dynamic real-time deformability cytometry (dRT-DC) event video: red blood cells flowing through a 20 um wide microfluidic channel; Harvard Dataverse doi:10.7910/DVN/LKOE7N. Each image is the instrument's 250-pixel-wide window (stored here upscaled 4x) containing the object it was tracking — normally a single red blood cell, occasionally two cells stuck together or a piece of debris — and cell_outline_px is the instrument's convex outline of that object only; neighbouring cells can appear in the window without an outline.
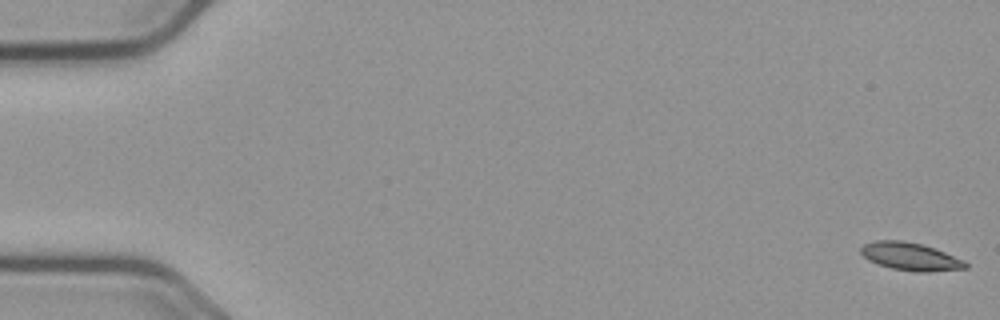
{"species": "common noctule bat (a hibernating species)", "species_latin": "Nyctalus noctula", "temperature_condition": "cold", "stored_images_in_passage": 57, "camera_frame_rate_fps": 3000, "um_per_image_px": 0.085, "animal": {"sex": "male", "body_mass_g": 23.1, "forearm_length_mm": 52.7}, "frame": {"image": 1, "passage_image": 1, "time_ms": 0.0, "image_size_px": [1000, 320], "cell_outline_px": [[968, 268], [924, 272], [920, 272], [892, 268], [868, 260], [860, 252], [860, 248], [864, 244], [876, 240], [900, 240], [920, 244], [936, 248], [964, 260], [968, 264]], "centroid_in_image_um": [77.4, 21.79], "position_along_channel_um": 7.6, "area_um2": 16.82}}
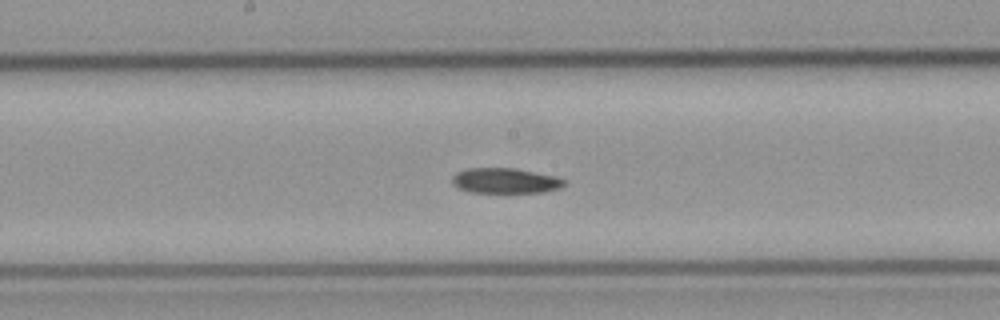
{"frame": {"image": 2, "passage_image": 30, "time_ms": 9.667, "image_size_px": [1000, 320], "cell_outline_px": [[564, 184], [560, 188], [544, 192], [508, 196], [468, 192], [452, 184], [452, 176], [456, 172], [468, 168], [516, 168], [556, 176], [564, 180]], "centroid_in_image_um": [42.93, 15.42], "position_along_channel_um": 205.3, "area_um2": 17.57}}
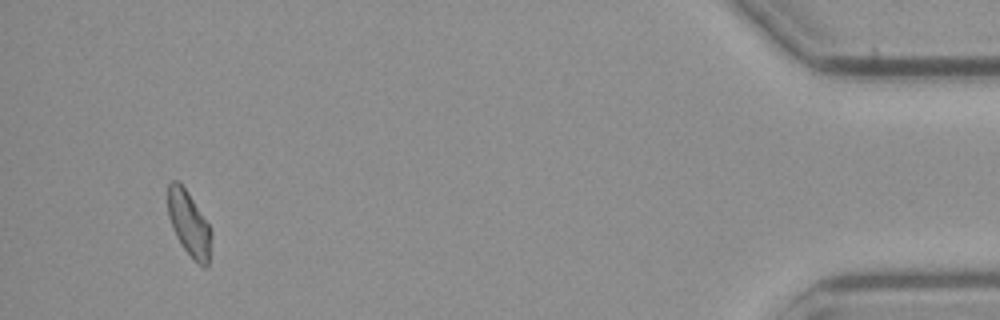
{"frame": {"image": 3, "passage_image": 54, "time_ms": 17.667, "image_size_px": [1000, 320], "cell_outline_px": [[212, 232], [208, 264], [204, 268], [196, 264], [184, 248], [176, 236], [168, 216], [168, 184], [172, 180], [176, 180], [184, 188], [208, 224]], "centroid_in_image_um": [16.06, 19.06], "position_along_channel_um": 419.1, "area_um2": 16.07}}